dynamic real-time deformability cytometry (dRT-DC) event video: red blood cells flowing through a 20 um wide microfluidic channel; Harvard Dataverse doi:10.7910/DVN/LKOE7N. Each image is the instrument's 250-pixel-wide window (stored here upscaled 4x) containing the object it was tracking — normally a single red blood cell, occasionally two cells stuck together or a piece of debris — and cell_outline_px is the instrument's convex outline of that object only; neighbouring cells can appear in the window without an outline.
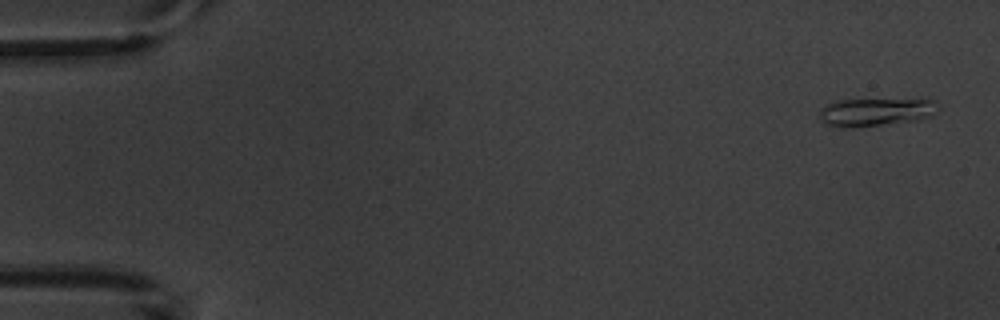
{"species": "common noctule bat (a hibernating species)", "species_latin": "Nyctalus noctula", "temperature_condition": "warm", "stored_images_in_passage": 6, "camera_frame_rate_fps": 3000, "um_per_image_px": 0.085, "animal": {"sex": "male", "body_mass_g": 20.1, "forearm_length_mm": 53.5}, "frame": {"image": 1, "passage_image": 1, "time_ms": 0.0, "image_size_px": [1000, 320], "cell_outline_px": [[940, 108], [932, 116], [916, 120], [852, 128], [840, 128], [828, 124], [820, 120], [820, 108], [836, 100], [932, 100]], "centroid_in_image_um": [74.4, 9.54], "position_along_channel_um": 10.6, "area_um2": 19.13}}
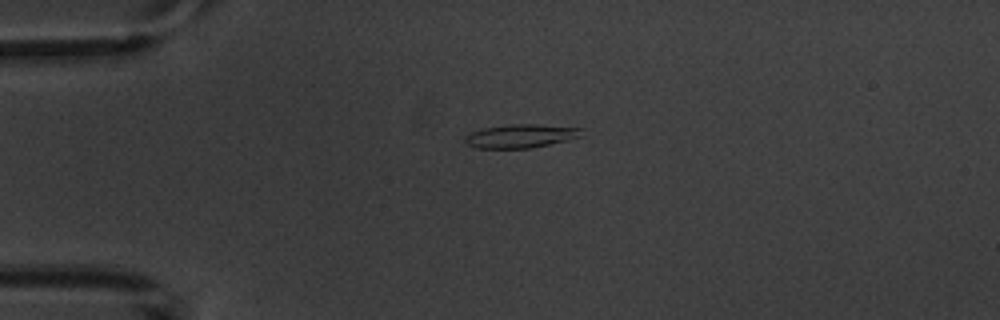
{"frame": {"image": 2, "passage_image": 4, "time_ms": 3.667, "image_size_px": [1000, 320], "cell_outline_px": [[584, 128], [580, 136], [532, 148], [476, 148], [468, 144], [464, 140], [464, 136], [472, 132], [484, 128], [508, 124], [536, 124]], "centroid_in_image_um": [44.24, 11.55], "position_along_channel_um": 40.8, "area_um2": 15.84}}